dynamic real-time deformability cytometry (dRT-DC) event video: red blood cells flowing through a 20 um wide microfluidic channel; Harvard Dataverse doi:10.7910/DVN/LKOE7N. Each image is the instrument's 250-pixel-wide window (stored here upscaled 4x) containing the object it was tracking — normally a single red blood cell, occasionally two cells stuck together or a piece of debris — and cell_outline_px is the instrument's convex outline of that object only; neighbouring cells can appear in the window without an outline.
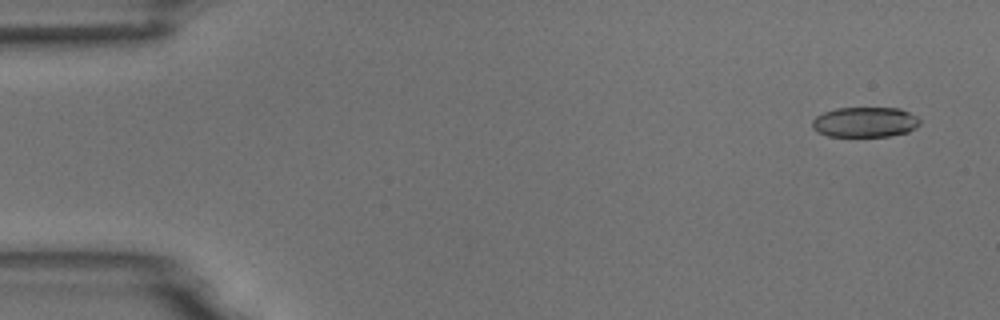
{"species": "common noctule bat (a hibernating species)", "species_latin": "Nyctalus noctula", "temperature_condition": "room temperature", "stored_images_in_passage": 6, "camera_frame_rate_fps": 3000, "um_per_image_px": 0.085, "animal": {"sex": "male", "body_mass_g": 18.8}, "frame": {"image": 1, "passage_image": 1, "time_ms": 0.0, "image_size_px": [1000, 320], "cell_outline_px": [[920, 124], [916, 128], [908, 132], [888, 136], [828, 136], [816, 132], [812, 128], [812, 120], [816, 116], [824, 112], [836, 108], [900, 108], [916, 116], [920, 120]], "centroid_in_image_um": [73.51, 10.38], "position_along_channel_um": 11.5, "area_um2": 19.02}}
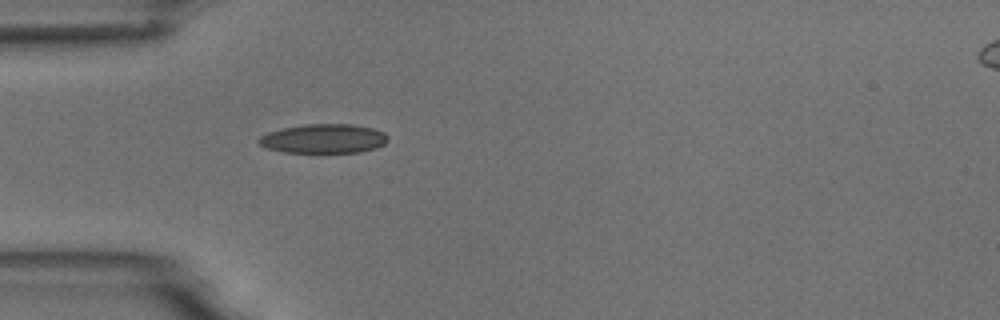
{"frame": {"image": 2, "passage_image": 5, "time_ms": 4.333, "image_size_px": [1000, 320], "cell_outline_px": [[388, 140], [384, 144], [376, 148], [360, 152], [284, 152], [264, 148], [256, 140], [260, 136], [268, 132], [280, 128], [304, 124], [352, 124], [372, 128], [384, 132], [388, 136]], "centroid_in_image_um": [27.48, 11.78], "position_along_channel_um": 57.5, "area_um2": 22.14}}